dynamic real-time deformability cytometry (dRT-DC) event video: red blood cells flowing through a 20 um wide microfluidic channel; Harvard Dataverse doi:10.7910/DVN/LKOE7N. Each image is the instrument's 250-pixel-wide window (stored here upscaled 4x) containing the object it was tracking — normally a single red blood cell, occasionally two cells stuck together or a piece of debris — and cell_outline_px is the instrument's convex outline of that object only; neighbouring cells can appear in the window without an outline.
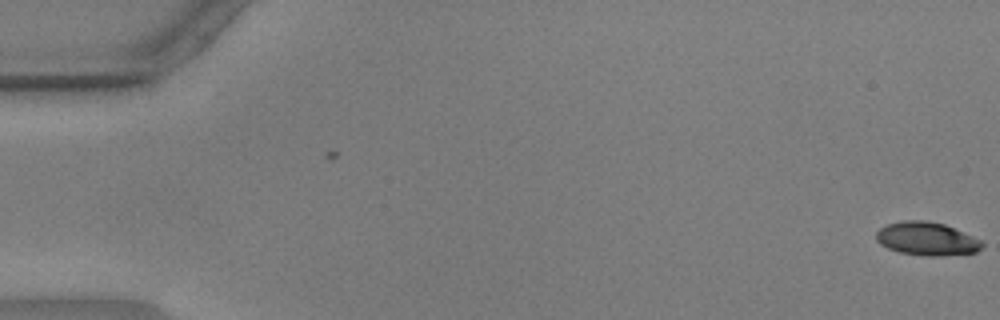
{"species": "common noctule bat (a hibernating species)", "species_latin": "Nyctalus noctula", "temperature_condition": "warm", "stored_images_in_passage": 4, "camera_frame_rate_fps": 3000, "um_per_image_px": 0.085, "animal": {"sex": "male", "body_mass_g": 17.9, "forearm_length_mm": 54.2}, "frame": {"image": 1, "passage_image": 4, "time_ms": 1.0, "image_size_px": [1000, 320], "cell_outline_px": [[984, 244], [976, 252], [944, 256], [924, 256], [900, 252], [888, 248], [880, 244], [876, 240], [876, 232], [880, 228], [888, 224], [904, 220], [924, 220], [944, 224], [972, 236], [980, 240]], "centroid_in_image_um": [78.75, 20.3], "position_along_channel_um": 6.2, "area_um2": 20.46}}